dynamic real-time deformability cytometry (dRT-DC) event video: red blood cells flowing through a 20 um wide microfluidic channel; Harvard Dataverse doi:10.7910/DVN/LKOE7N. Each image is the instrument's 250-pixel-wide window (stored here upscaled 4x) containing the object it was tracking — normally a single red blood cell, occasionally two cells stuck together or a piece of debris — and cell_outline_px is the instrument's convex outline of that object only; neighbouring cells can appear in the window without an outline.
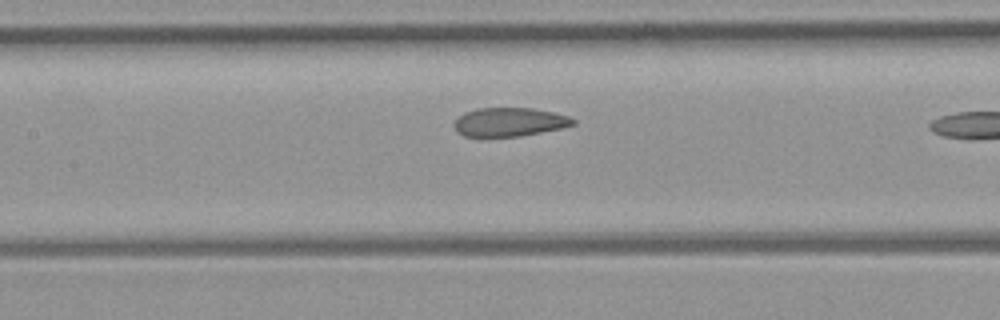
{"species": "common noctule bat (a hibernating species)", "species_latin": "Nyctalus noctula", "temperature_condition": "room temperature", "stored_images_in_passage": 7, "camera_frame_rate_fps": 3000, "um_per_image_px": 0.085, "animal": {"sex": "female", "body_mass_g": 21.9}, "frame": {"image": 1, "passage_image": 6, "time_ms": 5.667, "image_size_px": [1000, 320], "cell_outline_px": [[576, 124], [560, 128], [520, 136], [464, 136], [456, 132], [452, 124], [464, 112], [476, 108], [532, 108], [556, 112], [568, 116], [576, 120]], "centroid_in_image_um": [43.29, 10.36], "position_along_channel_um": 164.1, "area_um2": 19.94}}